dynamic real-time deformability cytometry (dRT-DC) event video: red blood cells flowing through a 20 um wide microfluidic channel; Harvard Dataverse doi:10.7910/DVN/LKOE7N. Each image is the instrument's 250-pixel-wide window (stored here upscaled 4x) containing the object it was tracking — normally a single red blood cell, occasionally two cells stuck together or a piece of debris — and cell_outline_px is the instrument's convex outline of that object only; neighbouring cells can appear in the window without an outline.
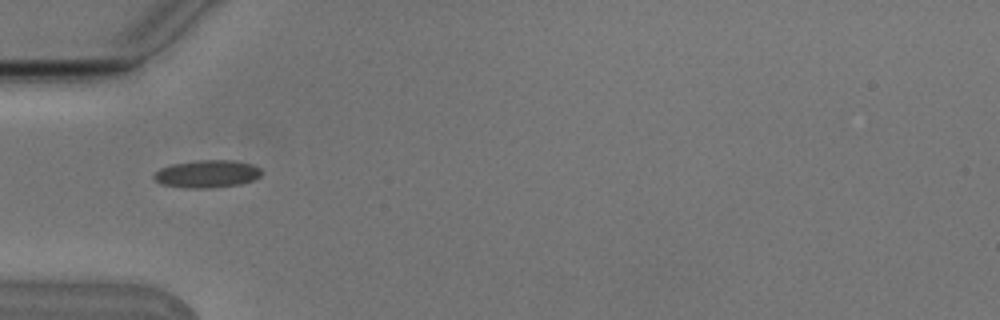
{"species": "Egyptian fruit bat (a non-hibernating species)", "species_latin": "Rousettus aegyptiacus", "temperature_condition": "cold", "stored_images_in_passage": 3, "camera_frame_rate_fps": 3000, "um_per_image_px": 0.085, "animal": {"sex": "male"}, "frame": {"image": 1, "passage_image": 1, "time_ms": 0.0, "image_size_px": [1000, 320], "cell_outline_px": [[260, 176], [252, 180], [240, 184], [208, 188], [184, 188], [160, 184], [152, 176], [160, 168], [172, 164], [200, 160], [232, 160], [252, 164], [260, 168]], "centroid_in_image_um": [17.57, 14.78], "position_along_channel_um": 67.4, "area_um2": 17.22}}
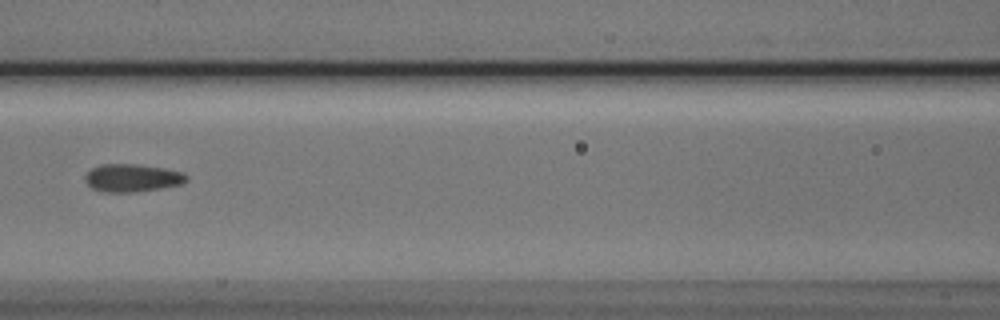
{"frame": {"image": 2, "passage_image": 3, "time_ms": 0.667, "image_size_px": [1000, 320], "cell_outline_px": [[188, 180], [180, 184], [160, 188], [136, 192], [104, 192], [92, 188], [84, 180], [84, 176], [92, 168], [100, 164], [136, 164], [164, 168], [184, 172], [188, 176]], "centroid_in_image_um": [11.23, 15.12], "position_along_channel_um": 155.4, "area_um2": 16.47}}